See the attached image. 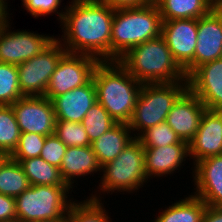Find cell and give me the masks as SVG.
<instances>
[{"label": "cell", "instance_id": "6da1fadb", "mask_svg": "<svg viewBox=\"0 0 222 222\" xmlns=\"http://www.w3.org/2000/svg\"><path fill=\"white\" fill-rule=\"evenodd\" d=\"M115 9L100 0L67 1L57 39L69 53L111 61V32Z\"/></svg>", "mask_w": 222, "mask_h": 222}, {"label": "cell", "instance_id": "7a4b0ae2", "mask_svg": "<svg viewBox=\"0 0 222 222\" xmlns=\"http://www.w3.org/2000/svg\"><path fill=\"white\" fill-rule=\"evenodd\" d=\"M97 102L118 123H129L142 83L118 61H100L93 74Z\"/></svg>", "mask_w": 222, "mask_h": 222}, {"label": "cell", "instance_id": "3957f363", "mask_svg": "<svg viewBox=\"0 0 222 222\" xmlns=\"http://www.w3.org/2000/svg\"><path fill=\"white\" fill-rule=\"evenodd\" d=\"M118 62L142 84L187 80L162 36L134 46Z\"/></svg>", "mask_w": 222, "mask_h": 222}, {"label": "cell", "instance_id": "277c9868", "mask_svg": "<svg viewBox=\"0 0 222 222\" xmlns=\"http://www.w3.org/2000/svg\"><path fill=\"white\" fill-rule=\"evenodd\" d=\"M162 18L155 2L115 9L111 32V61L129 49L161 36Z\"/></svg>", "mask_w": 222, "mask_h": 222}, {"label": "cell", "instance_id": "5b68a950", "mask_svg": "<svg viewBox=\"0 0 222 222\" xmlns=\"http://www.w3.org/2000/svg\"><path fill=\"white\" fill-rule=\"evenodd\" d=\"M100 175L97 189L94 188L95 191L88 195L95 200H104L106 193L133 195L145 187L149 180L145 173V153L140 140L134 138L127 144L116 159L101 167Z\"/></svg>", "mask_w": 222, "mask_h": 222}, {"label": "cell", "instance_id": "8992f818", "mask_svg": "<svg viewBox=\"0 0 222 222\" xmlns=\"http://www.w3.org/2000/svg\"><path fill=\"white\" fill-rule=\"evenodd\" d=\"M188 89V80L175 83L142 84L131 121L134 138L145 130L166 121L177 99Z\"/></svg>", "mask_w": 222, "mask_h": 222}, {"label": "cell", "instance_id": "52a82bcc", "mask_svg": "<svg viewBox=\"0 0 222 222\" xmlns=\"http://www.w3.org/2000/svg\"><path fill=\"white\" fill-rule=\"evenodd\" d=\"M72 192L68 185H30L15 197L16 217L23 222L61 218L75 200Z\"/></svg>", "mask_w": 222, "mask_h": 222}, {"label": "cell", "instance_id": "ba28073f", "mask_svg": "<svg viewBox=\"0 0 222 222\" xmlns=\"http://www.w3.org/2000/svg\"><path fill=\"white\" fill-rule=\"evenodd\" d=\"M67 51L56 38L46 49L17 65L23 96H44L50 77Z\"/></svg>", "mask_w": 222, "mask_h": 222}, {"label": "cell", "instance_id": "9c48e42d", "mask_svg": "<svg viewBox=\"0 0 222 222\" xmlns=\"http://www.w3.org/2000/svg\"><path fill=\"white\" fill-rule=\"evenodd\" d=\"M99 62L98 58L90 55L66 52L50 77L44 97L52 101L61 94L89 83Z\"/></svg>", "mask_w": 222, "mask_h": 222}, {"label": "cell", "instance_id": "30bf717a", "mask_svg": "<svg viewBox=\"0 0 222 222\" xmlns=\"http://www.w3.org/2000/svg\"><path fill=\"white\" fill-rule=\"evenodd\" d=\"M10 24L0 30V62L19 65L41 53L57 38V34H40L29 29L12 31Z\"/></svg>", "mask_w": 222, "mask_h": 222}, {"label": "cell", "instance_id": "8fae6325", "mask_svg": "<svg viewBox=\"0 0 222 222\" xmlns=\"http://www.w3.org/2000/svg\"><path fill=\"white\" fill-rule=\"evenodd\" d=\"M198 19L162 21L161 36L165 39L173 59L188 77L194 71Z\"/></svg>", "mask_w": 222, "mask_h": 222}, {"label": "cell", "instance_id": "7c38bea8", "mask_svg": "<svg viewBox=\"0 0 222 222\" xmlns=\"http://www.w3.org/2000/svg\"><path fill=\"white\" fill-rule=\"evenodd\" d=\"M21 133L49 136L55 133L56 115L51 100L44 96H24L12 105Z\"/></svg>", "mask_w": 222, "mask_h": 222}, {"label": "cell", "instance_id": "4fadbf2b", "mask_svg": "<svg viewBox=\"0 0 222 222\" xmlns=\"http://www.w3.org/2000/svg\"><path fill=\"white\" fill-rule=\"evenodd\" d=\"M222 155V111L206 109L199 128L189 143V158L193 166L211 156Z\"/></svg>", "mask_w": 222, "mask_h": 222}, {"label": "cell", "instance_id": "5bb4252c", "mask_svg": "<svg viewBox=\"0 0 222 222\" xmlns=\"http://www.w3.org/2000/svg\"><path fill=\"white\" fill-rule=\"evenodd\" d=\"M187 80L188 89L207 109L222 111V58L197 67Z\"/></svg>", "mask_w": 222, "mask_h": 222}, {"label": "cell", "instance_id": "9a60e30c", "mask_svg": "<svg viewBox=\"0 0 222 222\" xmlns=\"http://www.w3.org/2000/svg\"><path fill=\"white\" fill-rule=\"evenodd\" d=\"M193 195L207 206L222 207V155L207 157L193 166Z\"/></svg>", "mask_w": 222, "mask_h": 222}, {"label": "cell", "instance_id": "2e32d148", "mask_svg": "<svg viewBox=\"0 0 222 222\" xmlns=\"http://www.w3.org/2000/svg\"><path fill=\"white\" fill-rule=\"evenodd\" d=\"M206 109L201 100L187 89L173 104L165 122L176 132L181 141L189 144L199 128Z\"/></svg>", "mask_w": 222, "mask_h": 222}, {"label": "cell", "instance_id": "e0dca14e", "mask_svg": "<svg viewBox=\"0 0 222 222\" xmlns=\"http://www.w3.org/2000/svg\"><path fill=\"white\" fill-rule=\"evenodd\" d=\"M144 153L145 173L149 182L152 178L162 179L168 177V175L171 177L175 172L178 173L181 168L185 167V162L190 161V158H188L190 157L188 143L144 147Z\"/></svg>", "mask_w": 222, "mask_h": 222}, {"label": "cell", "instance_id": "ac0fdd59", "mask_svg": "<svg viewBox=\"0 0 222 222\" xmlns=\"http://www.w3.org/2000/svg\"><path fill=\"white\" fill-rule=\"evenodd\" d=\"M219 58H222V13L213 8L198 19L194 70Z\"/></svg>", "mask_w": 222, "mask_h": 222}, {"label": "cell", "instance_id": "d6986e66", "mask_svg": "<svg viewBox=\"0 0 222 222\" xmlns=\"http://www.w3.org/2000/svg\"><path fill=\"white\" fill-rule=\"evenodd\" d=\"M59 169L63 181L72 190L84 176L101 174V166L91 145L67 147Z\"/></svg>", "mask_w": 222, "mask_h": 222}, {"label": "cell", "instance_id": "ffe728a7", "mask_svg": "<svg viewBox=\"0 0 222 222\" xmlns=\"http://www.w3.org/2000/svg\"><path fill=\"white\" fill-rule=\"evenodd\" d=\"M97 101L93 79L84 86L70 90L52 100L56 120L82 122L86 112Z\"/></svg>", "mask_w": 222, "mask_h": 222}, {"label": "cell", "instance_id": "44dd1931", "mask_svg": "<svg viewBox=\"0 0 222 222\" xmlns=\"http://www.w3.org/2000/svg\"><path fill=\"white\" fill-rule=\"evenodd\" d=\"M133 139V133L127 123H117L110 128L91 143L99 165L102 167L116 159Z\"/></svg>", "mask_w": 222, "mask_h": 222}, {"label": "cell", "instance_id": "7402d4cb", "mask_svg": "<svg viewBox=\"0 0 222 222\" xmlns=\"http://www.w3.org/2000/svg\"><path fill=\"white\" fill-rule=\"evenodd\" d=\"M190 194V195H189ZM188 196L171 201L165 208L159 209L157 216L151 222H202L207 205L197 196L189 193Z\"/></svg>", "mask_w": 222, "mask_h": 222}, {"label": "cell", "instance_id": "603a6c76", "mask_svg": "<svg viewBox=\"0 0 222 222\" xmlns=\"http://www.w3.org/2000/svg\"><path fill=\"white\" fill-rule=\"evenodd\" d=\"M162 21L199 19L214 8V0H154Z\"/></svg>", "mask_w": 222, "mask_h": 222}, {"label": "cell", "instance_id": "cb8c5ba5", "mask_svg": "<svg viewBox=\"0 0 222 222\" xmlns=\"http://www.w3.org/2000/svg\"><path fill=\"white\" fill-rule=\"evenodd\" d=\"M15 161L22 167L30 185H67L61 177L60 169L40 156Z\"/></svg>", "mask_w": 222, "mask_h": 222}, {"label": "cell", "instance_id": "d4e9b609", "mask_svg": "<svg viewBox=\"0 0 222 222\" xmlns=\"http://www.w3.org/2000/svg\"><path fill=\"white\" fill-rule=\"evenodd\" d=\"M29 187L28 178L18 161L5 156L0 162V193L17 197Z\"/></svg>", "mask_w": 222, "mask_h": 222}, {"label": "cell", "instance_id": "484cf974", "mask_svg": "<svg viewBox=\"0 0 222 222\" xmlns=\"http://www.w3.org/2000/svg\"><path fill=\"white\" fill-rule=\"evenodd\" d=\"M84 200H74L69 208V222H112L109 210H106L107 201L95 200L87 196ZM105 202V203H104Z\"/></svg>", "mask_w": 222, "mask_h": 222}, {"label": "cell", "instance_id": "4316f807", "mask_svg": "<svg viewBox=\"0 0 222 222\" xmlns=\"http://www.w3.org/2000/svg\"><path fill=\"white\" fill-rule=\"evenodd\" d=\"M21 131L11 105H0V152L10 156L16 149Z\"/></svg>", "mask_w": 222, "mask_h": 222}, {"label": "cell", "instance_id": "83f0119b", "mask_svg": "<svg viewBox=\"0 0 222 222\" xmlns=\"http://www.w3.org/2000/svg\"><path fill=\"white\" fill-rule=\"evenodd\" d=\"M81 123L86 130L90 143H92L118 122L96 101L86 112Z\"/></svg>", "mask_w": 222, "mask_h": 222}, {"label": "cell", "instance_id": "f1b7e54d", "mask_svg": "<svg viewBox=\"0 0 222 222\" xmlns=\"http://www.w3.org/2000/svg\"><path fill=\"white\" fill-rule=\"evenodd\" d=\"M22 97L17 65L0 62V105H12Z\"/></svg>", "mask_w": 222, "mask_h": 222}, {"label": "cell", "instance_id": "f546056e", "mask_svg": "<svg viewBox=\"0 0 222 222\" xmlns=\"http://www.w3.org/2000/svg\"><path fill=\"white\" fill-rule=\"evenodd\" d=\"M138 139L143 147H160L176 143H187L181 141L176 132L166 122L145 130Z\"/></svg>", "mask_w": 222, "mask_h": 222}, {"label": "cell", "instance_id": "4dcf8cb0", "mask_svg": "<svg viewBox=\"0 0 222 222\" xmlns=\"http://www.w3.org/2000/svg\"><path fill=\"white\" fill-rule=\"evenodd\" d=\"M55 134L67 147L91 145L81 122L56 120Z\"/></svg>", "mask_w": 222, "mask_h": 222}, {"label": "cell", "instance_id": "1f68e13d", "mask_svg": "<svg viewBox=\"0 0 222 222\" xmlns=\"http://www.w3.org/2000/svg\"><path fill=\"white\" fill-rule=\"evenodd\" d=\"M62 1L63 0H21V5H23L22 9L24 8V10L35 19L42 16H53L55 14V17L57 15L59 24H61L67 8V5H64V8L61 6L64 4Z\"/></svg>", "mask_w": 222, "mask_h": 222}, {"label": "cell", "instance_id": "d6a6232c", "mask_svg": "<svg viewBox=\"0 0 222 222\" xmlns=\"http://www.w3.org/2000/svg\"><path fill=\"white\" fill-rule=\"evenodd\" d=\"M46 136L38 133H21L18 145L10 157L14 160L39 157L44 146Z\"/></svg>", "mask_w": 222, "mask_h": 222}, {"label": "cell", "instance_id": "836d02e7", "mask_svg": "<svg viewBox=\"0 0 222 222\" xmlns=\"http://www.w3.org/2000/svg\"><path fill=\"white\" fill-rule=\"evenodd\" d=\"M66 149L67 146L54 133L46 136L40 157L49 164L60 168Z\"/></svg>", "mask_w": 222, "mask_h": 222}, {"label": "cell", "instance_id": "e575fe53", "mask_svg": "<svg viewBox=\"0 0 222 222\" xmlns=\"http://www.w3.org/2000/svg\"><path fill=\"white\" fill-rule=\"evenodd\" d=\"M16 218L15 197L0 193V221Z\"/></svg>", "mask_w": 222, "mask_h": 222}, {"label": "cell", "instance_id": "d590c367", "mask_svg": "<svg viewBox=\"0 0 222 222\" xmlns=\"http://www.w3.org/2000/svg\"><path fill=\"white\" fill-rule=\"evenodd\" d=\"M100 1L112 7L113 9L139 7L154 2V0H100Z\"/></svg>", "mask_w": 222, "mask_h": 222}, {"label": "cell", "instance_id": "8d00e7d4", "mask_svg": "<svg viewBox=\"0 0 222 222\" xmlns=\"http://www.w3.org/2000/svg\"><path fill=\"white\" fill-rule=\"evenodd\" d=\"M202 222H222V207L207 206Z\"/></svg>", "mask_w": 222, "mask_h": 222}, {"label": "cell", "instance_id": "74e56055", "mask_svg": "<svg viewBox=\"0 0 222 222\" xmlns=\"http://www.w3.org/2000/svg\"><path fill=\"white\" fill-rule=\"evenodd\" d=\"M10 0H0V30L4 28L11 20ZM9 2V3H8ZM9 6V7H8Z\"/></svg>", "mask_w": 222, "mask_h": 222}, {"label": "cell", "instance_id": "f35d334b", "mask_svg": "<svg viewBox=\"0 0 222 222\" xmlns=\"http://www.w3.org/2000/svg\"><path fill=\"white\" fill-rule=\"evenodd\" d=\"M35 222H69L68 221V215H64L61 218H56V219H46V220H41V221H35Z\"/></svg>", "mask_w": 222, "mask_h": 222}, {"label": "cell", "instance_id": "ab89813d", "mask_svg": "<svg viewBox=\"0 0 222 222\" xmlns=\"http://www.w3.org/2000/svg\"><path fill=\"white\" fill-rule=\"evenodd\" d=\"M214 8L222 13V0H214Z\"/></svg>", "mask_w": 222, "mask_h": 222}, {"label": "cell", "instance_id": "60d3db41", "mask_svg": "<svg viewBox=\"0 0 222 222\" xmlns=\"http://www.w3.org/2000/svg\"><path fill=\"white\" fill-rule=\"evenodd\" d=\"M0 222H23V221H21L20 219H18V218L16 217V218H13V219L3 220V221H0Z\"/></svg>", "mask_w": 222, "mask_h": 222}, {"label": "cell", "instance_id": "b9f144b4", "mask_svg": "<svg viewBox=\"0 0 222 222\" xmlns=\"http://www.w3.org/2000/svg\"><path fill=\"white\" fill-rule=\"evenodd\" d=\"M4 157H5V155L0 152V162H1V160H2Z\"/></svg>", "mask_w": 222, "mask_h": 222}]
</instances>
